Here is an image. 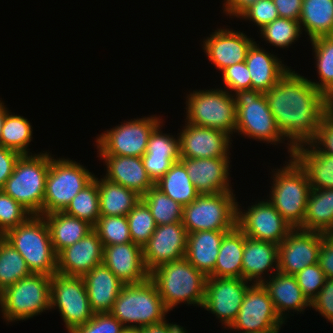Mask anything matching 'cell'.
I'll list each match as a JSON object with an SVG mask.
<instances>
[{
    "label": "cell",
    "mask_w": 333,
    "mask_h": 333,
    "mask_svg": "<svg viewBox=\"0 0 333 333\" xmlns=\"http://www.w3.org/2000/svg\"><path fill=\"white\" fill-rule=\"evenodd\" d=\"M221 72L224 90H229L231 94L233 91L251 90V77L246 62L235 63Z\"/></svg>",
    "instance_id": "681fc988"
},
{
    "label": "cell",
    "mask_w": 333,
    "mask_h": 333,
    "mask_svg": "<svg viewBox=\"0 0 333 333\" xmlns=\"http://www.w3.org/2000/svg\"><path fill=\"white\" fill-rule=\"evenodd\" d=\"M323 233L292 229L278 245V271L295 275L318 263Z\"/></svg>",
    "instance_id": "e0dca14e"
},
{
    "label": "cell",
    "mask_w": 333,
    "mask_h": 333,
    "mask_svg": "<svg viewBox=\"0 0 333 333\" xmlns=\"http://www.w3.org/2000/svg\"><path fill=\"white\" fill-rule=\"evenodd\" d=\"M319 75L317 82H310L324 93L333 104V36H320L310 40ZM320 82V83H319Z\"/></svg>",
    "instance_id": "8d00e7d4"
},
{
    "label": "cell",
    "mask_w": 333,
    "mask_h": 333,
    "mask_svg": "<svg viewBox=\"0 0 333 333\" xmlns=\"http://www.w3.org/2000/svg\"><path fill=\"white\" fill-rule=\"evenodd\" d=\"M168 312L150 278L141 283L124 284L110 311L126 329L163 322Z\"/></svg>",
    "instance_id": "3957f363"
},
{
    "label": "cell",
    "mask_w": 333,
    "mask_h": 333,
    "mask_svg": "<svg viewBox=\"0 0 333 333\" xmlns=\"http://www.w3.org/2000/svg\"><path fill=\"white\" fill-rule=\"evenodd\" d=\"M292 158L306 172L311 189L333 188V156L311 142L294 147Z\"/></svg>",
    "instance_id": "f1b7e54d"
},
{
    "label": "cell",
    "mask_w": 333,
    "mask_h": 333,
    "mask_svg": "<svg viewBox=\"0 0 333 333\" xmlns=\"http://www.w3.org/2000/svg\"><path fill=\"white\" fill-rule=\"evenodd\" d=\"M299 229L333 233V188L311 189L304 222Z\"/></svg>",
    "instance_id": "836d02e7"
},
{
    "label": "cell",
    "mask_w": 333,
    "mask_h": 333,
    "mask_svg": "<svg viewBox=\"0 0 333 333\" xmlns=\"http://www.w3.org/2000/svg\"><path fill=\"white\" fill-rule=\"evenodd\" d=\"M259 31L260 36L264 38L263 40L272 44V46L283 49L295 43L302 34L299 21L280 17L259 29Z\"/></svg>",
    "instance_id": "b9f144b4"
},
{
    "label": "cell",
    "mask_w": 333,
    "mask_h": 333,
    "mask_svg": "<svg viewBox=\"0 0 333 333\" xmlns=\"http://www.w3.org/2000/svg\"><path fill=\"white\" fill-rule=\"evenodd\" d=\"M64 213L88 222L93 227L100 217L97 177L71 200Z\"/></svg>",
    "instance_id": "60d3db41"
},
{
    "label": "cell",
    "mask_w": 333,
    "mask_h": 333,
    "mask_svg": "<svg viewBox=\"0 0 333 333\" xmlns=\"http://www.w3.org/2000/svg\"><path fill=\"white\" fill-rule=\"evenodd\" d=\"M98 179L100 216H127L141 200V196L133 190L104 177Z\"/></svg>",
    "instance_id": "d6a6232c"
},
{
    "label": "cell",
    "mask_w": 333,
    "mask_h": 333,
    "mask_svg": "<svg viewBox=\"0 0 333 333\" xmlns=\"http://www.w3.org/2000/svg\"><path fill=\"white\" fill-rule=\"evenodd\" d=\"M234 93L236 133L275 145L286 139L277 126L263 92L251 89Z\"/></svg>",
    "instance_id": "ba28073f"
},
{
    "label": "cell",
    "mask_w": 333,
    "mask_h": 333,
    "mask_svg": "<svg viewBox=\"0 0 333 333\" xmlns=\"http://www.w3.org/2000/svg\"><path fill=\"white\" fill-rule=\"evenodd\" d=\"M4 102L0 100V137H1V132H2V127L4 125V120L6 117V114L8 112V108L5 107ZM0 146H1V140H0Z\"/></svg>",
    "instance_id": "94428289"
},
{
    "label": "cell",
    "mask_w": 333,
    "mask_h": 333,
    "mask_svg": "<svg viewBox=\"0 0 333 333\" xmlns=\"http://www.w3.org/2000/svg\"><path fill=\"white\" fill-rule=\"evenodd\" d=\"M155 186L182 206L190 204L200 195L180 161L174 163Z\"/></svg>",
    "instance_id": "d590c367"
},
{
    "label": "cell",
    "mask_w": 333,
    "mask_h": 333,
    "mask_svg": "<svg viewBox=\"0 0 333 333\" xmlns=\"http://www.w3.org/2000/svg\"><path fill=\"white\" fill-rule=\"evenodd\" d=\"M106 166L107 180L135 191L141 197L155 184L149 178L141 157L99 155Z\"/></svg>",
    "instance_id": "cb8c5ba5"
},
{
    "label": "cell",
    "mask_w": 333,
    "mask_h": 333,
    "mask_svg": "<svg viewBox=\"0 0 333 333\" xmlns=\"http://www.w3.org/2000/svg\"><path fill=\"white\" fill-rule=\"evenodd\" d=\"M226 232L205 230L188 234L185 259L206 277L214 271Z\"/></svg>",
    "instance_id": "f546056e"
},
{
    "label": "cell",
    "mask_w": 333,
    "mask_h": 333,
    "mask_svg": "<svg viewBox=\"0 0 333 333\" xmlns=\"http://www.w3.org/2000/svg\"><path fill=\"white\" fill-rule=\"evenodd\" d=\"M268 271H274L270 272L272 274L278 271V245L246 237L242 256V279L249 284L251 281L252 284H262Z\"/></svg>",
    "instance_id": "484cf974"
},
{
    "label": "cell",
    "mask_w": 333,
    "mask_h": 333,
    "mask_svg": "<svg viewBox=\"0 0 333 333\" xmlns=\"http://www.w3.org/2000/svg\"><path fill=\"white\" fill-rule=\"evenodd\" d=\"M126 328L111 313H97L70 333H123Z\"/></svg>",
    "instance_id": "c3c4849f"
},
{
    "label": "cell",
    "mask_w": 333,
    "mask_h": 333,
    "mask_svg": "<svg viewBox=\"0 0 333 333\" xmlns=\"http://www.w3.org/2000/svg\"><path fill=\"white\" fill-rule=\"evenodd\" d=\"M238 18L252 21L262 29L265 25L279 18V15L273 0H260L246 9Z\"/></svg>",
    "instance_id": "f907efd6"
},
{
    "label": "cell",
    "mask_w": 333,
    "mask_h": 333,
    "mask_svg": "<svg viewBox=\"0 0 333 333\" xmlns=\"http://www.w3.org/2000/svg\"><path fill=\"white\" fill-rule=\"evenodd\" d=\"M123 333H139V329H126Z\"/></svg>",
    "instance_id": "6125c7cd"
},
{
    "label": "cell",
    "mask_w": 333,
    "mask_h": 333,
    "mask_svg": "<svg viewBox=\"0 0 333 333\" xmlns=\"http://www.w3.org/2000/svg\"><path fill=\"white\" fill-rule=\"evenodd\" d=\"M83 279L93 313H110L124 283L104 263L95 266Z\"/></svg>",
    "instance_id": "4316f807"
},
{
    "label": "cell",
    "mask_w": 333,
    "mask_h": 333,
    "mask_svg": "<svg viewBox=\"0 0 333 333\" xmlns=\"http://www.w3.org/2000/svg\"><path fill=\"white\" fill-rule=\"evenodd\" d=\"M149 278L168 311L181 302L203 306L207 277L185 258L160 265L149 273Z\"/></svg>",
    "instance_id": "7a4b0ae2"
},
{
    "label": "cell",
    "mask_w": 333,
    "mask_h": 333,
    "mask_svg": "<svg viewBox=\"0 0 333 333\" xmlns=\"http://www.w3.org/2000/svg\"><path fill=\"white\" fill-rule=\"evenodd\" d=\"M32 214L21 204L0 190V236L26 222Z\"/></svg>",
    "instance_id": "bcb514c9"
},
{
    "label": "cell",
    "mask_w": 333,
    "mask_h": 333,
    "mask_svg": "<svg viewBox=\"0 0 333 333\" xmlns=\"http://www.w3.org/2000/svg\"><path fill=\"white\" fill-rule=\"evenodd\" d=\"M251 77V89L268 91L290 69L277 55L266 52L255 41L249 47L245 60Z\"/></svg>",
    "instance_id": "83f0119b"
},
{
    "label": "cell",
    "mask_w": 333,
    "mask_h": 333,
    "mask_svg": "<svg viewBox=\"0 0 333 333\" xmlns=\"http://www.w3.org/2000/svg\"><path fill=\"white\" fill-rule=\"evenodd\" d=\"M303 0H273L280 18L299 21Z\"/></svg>",
    "instance_id": "6f0895ef"
},
{
    "label": "cell",
    "mask_w": 333,
    "mask_h": 333,
    "mask_svg": "<svg viewBox=\"0 0 333 333\" xmlns=\"http://www.w3.org/2000/svg\"><path fill=\"white\" fill-rule=\"evenodd\" d=\"M188 233L182 222L157 225L143 246V260L150 273L160 265L185 258Z\"/></svg>",
    "instance_id": "ac0fdd59"
},
{
    "label": "cell",
    "mask_w": 333,
    "mask_h": 333,
    "mask_svg": "<svg viewBox=\"0 0 333 333\" xmlns=\"http://www.w3.org/2000/svg\"><path fill=\"white\" fill-rule=\"evenodd\" d=\"M25 259L31 273L53 276L57 273V253L43 216L32 215L3 236Z\"/></svg>",
    "instance_id": "277c9868"
},
{
    "label": "cell",
    "mask_w": 333,
    "mask_h": 333,
    "mask_svg": "<svg viewBox=\"0 0 333 333\" xmlns=\"http://www.w3.org/2000/svg\"><path fill=\"white\" fill-rule=\"evenodd\" d=\"M268 278L269 280H264L262 285L267 290L277 315L284 323L290 310L303 313L306 307H310V302L304 296L294 275L277 271Z\"/></svg>",
    "instance_id": "d4e9b609"
},
{
    "label": "cell",
    "mask_w": 333,
    "mask_h": 333,
    "mask_svg": "<svg viewBox=\"0 0 333 333\" xmlns=\"http://www.w3.org/2000/svg\"><path fill=\"white\" fill-rule=\"evenodd\" d=\"M93 229L98 233L103 247L132 242L127 216H100Z\"/></svg>",
    "instance_id": "ee69618b"
},
{
    "label": "cell",
    "mask_w": 333,
    "mask_h": 333,
    "mask_svg": "<svg viewBox=\"0 0 333 333\" xmlns=\"http://www.w3.org/2000/svg\"><path fill=\"white\" fill-rule=\"evenodd\" d=\"M187 99L185 122L221 130L228 135L235 133L236 107L229 91L223 88L193 90Z\"/></svg>",
    "instance_id": "30bf717a"
},
{
    "label": "cell",
    "mask_w": 333,
    "mask_h": 333,
    "mask_svg": "<svg viewBox=\"0 0 333 333\" xmlns=\"http://www.w3.org/2000/svg\"><path fill=\"white\" fill-rule=\"evenodd\" d=\"M230 157L180 158V162L200 194L233 192L230 186Z\"/></svg>",
    "instance_id": "ffe728a7"
},
{
    "label": "cell",
    "mask_w": 333,
    "mask_h": 333,
    "mask_svg": "<svg viewBox=\"0 0 333 333\" xmlns=\"http://www.w3.org/2000/svg\"><path fill=\"white\" fill-rule=\"evenodd\" d=\"M49 167L50 154L47 151L21 155L2 190L32 215L43 216V201Z\"/></svg>",
    "instance_id": "5b68a950"
},
{
    "label": "cell",
    "mask_w": 333,
    "mask_h": 333,
    "mask_svg": "<svg viewBox=\"0 0 333 333\" xmlns=\"http://www.w3.org/2000/svg\"><path fill=\"white\" fill-rule=\"evenodd\" d=\"M312 143L321 152L333 156V108L325 115Z\"/></svg>",
    "instance_id": "f5cc1de1"
},
{
    "label": "cell",
    "mask_w": 333,
    "mask_h": 333,
    "mask_svg": "<svg viewBox=\"0 0 333 333\" xmlns=\"http://www.w3.org/2000/svg\"><path fill=\"white\" fill-rule=\"evenodd\" d=\"M103 253L102 241L93 229L85 237L63 249L57 255V273L83 277L95 266L103 263Z\"/></svg>",
    "instance_id": "44dd1931"
},
{
    "label": "cell",
    "mask_w": 333,
    "mask_h": 333,
    "mask_svg": "<svg viewBox=\"0 0 333 333\" xmlns=\"http://www.w3.org/2000/svg\"><path fill=\"white\" fill-rule=\"evenodd\" d=\"M223 3V13L227 16H236L237 18L251 5L260 1V0H224Z\"/></svg>",
    "instance_id": "680465c9"
},
{
    "label": "cell",
    "mask_w": 333,
    "mask_h": 333,
    "mask_svg": "<svg viewBox=\"0 0 333 333\" xmlns=\"http://www.w3.org/2000/svg\"><path fill=\"white\" fill-rule=\"evenodd\" d=\"M2 295H3V289L0 286V302H1V299H2Z\"/></svg>",
    "instance_id": "be15d7a7"
},
{
    "label": "cell",
    "mask_w": 333,
    "mask_h": 333,
    "mask_svg": "<svg viewBox=\"0 0 333 333\" xmlns=\"http://www.w3.org/2000/svg\"><path fill=\"white\" fill-rule=\"evenodd\" d=\"M50 307L58 308L68 333L77 326L86 324L94 315L83 277L59 273L51 276Z\"/></svg>",
    "instance_id": "7c38bea8"
},
{
    "label": "cell",
    "mask_w": 333,
    "mask_h": 333,
    "mask_svg": "<svg viewBox=\"0 0 333 333\" xmlns=\"http://www.w3.org/2000/svg\"><path fill=\"white\" fill-rule=\"evenodd\" d=\"M254 39L240 31L218 29L203 41L204 53L216 69L220 71L234 65L245 62L249 47Z\"/></svg>",
    "instance_id": "7402d4cb"
},
{
    "label": "cell",
    "mask_w": 333,
    "mask_h": 333,
    "mask_svg": "<svg viewBox=\"0 0 333 333\" xmlns=\"http://www.w3.org/2000/svg\"><path fill=\"white\" fill-rule=\"evenodd\" d=\"M160 116H150L124 121L96 137L99 155L142 157L153 129L161 123Z\"/></svg>",
    "instance_id": "4fadbf2b"
},
{
    "label": "cell",
    "mask_w": 333,
    "mask_h": 333,
    "mask_svg": "<svg viewBox=\"0 0 333 333\" xmlns=\"http://www.w3.org/2000/svg\"><path fill=\"white\" fill-rule=\"evenodd\" d=\"M245 238L237 226L224 234L214 271L208 277L242 278Z\"/></svg>",
    "instance_id": "1f68e13d"
},
{
    "label": "cell",
    "mask_w": 333,
    "mask_h": 333,
    "mask_svg": "<svg viewBox=\"0 0 333 333\" xmlns=\"http://www.w3.org/2000/svg\"><path fill=\"white\" fill-rule=\"evenodd\" d=\"M318 264L325 273L326 278L333 279V233H323Z\"/></svg>",
    "instance_id": "db71d44e"
},
{
    "label": "cell",
    "mask_w": 333,
    "mask_h": 333,
    "mask_svg": "<svg viewBox=\"0 0 333 333\" xmlns=\"http://www.w3.org/2000/svg\"><path fill=\"white\" fill-rule=\"evenodd\" d=\"M139 333H188L185 328L180 325L163 322L152 324L150 326L139 328Z\"/></svg>",
    "instance_id": "91938a15"
},
{
    "label": "cell",
    "mask_w": 333,
    "mask_h": 333,
    "mask_svg": "<svg viewBox=\"0 0 333 333\" xmlns=\"http://www.w3.org/2000/svg\"><path fill=\"white\" fill-rule=\"evenodd\" d=\"M32 274L25 259L3 236H0V286H8Z\"/></svg>",
    "instance_id": "f35d334b"
},
{
    "label": "cell",
    "mask_w": 333,
    "mask_h": 333,
    "mask_svg": "<svg viewBox=\"0 0 333 333\" xmlns=\"http://www.w3.org/2000/svg\"><path fill=\"white\" fill-rule=\"evenodd\" d=\"M285 324L277 315L273 302L262 284H251L245 292L240 310L228 327L238 333L280 332Z\"/></svg>",
    "instance_id": "5bb4252c"
},
{
    "label": "cell",
    "mask_w": 333,
    "mask_h": 333,
    "mask_svg": "<svg viewBox=\"0 0 333 333\" xmlns=\"http://www.w3.org/2000/svg\"><path fill=\"white\" fill-rule=\"evenodd\" d=\"M21 154L17 151L0 146V190L12 175L15 164Z\"/></svg>",
    "instance_id": "9f6ffc18"
},
{
    "label": "cell",
    "mask_w": 333,
    "mask_h": 333,
    "mask_svg": "<svg viewBox=\"0 0 333 333\" xmlns=\"http://www.w3.org/2000/svg\"><path fill=\"white\" fill-rule=\"evenodd\" d=\"M319 312L333 325V279L327 278L317 296L310 302V308Z\"/></svg>",
    "instance_id": "816d5d0a"
},
{
    "label": "cell",
    "mask_w": 333,
    "mask_h": 333,
    "mask_svg": "<svg viewBox=\"0 0 333 333\" xmlns=\"http://www.w3.org/2000/svg\"><path fill=\"white\" fill-rule=\"evenodd\" d=\"M43 217L48 224L51 242L57 255L93 230V226L88 222L64 212H54Z\"/></svg>",
    "instance_id": "4dcf8cb0"
},
{
    "label": "cell",
    "mask_w": 333,
    "mask_h": 333,
    "mask_svg": "<svg viewBox=\"0 0 333 333\" xmlns=\"http://www.w3.org/2000/svg\"><path fill=\"white\" fill-rule=\"evenodd\" d=\"M186 123L178 134L180 158L229 157L231 135L221 130Z\"/></svg>",
    "instance_id": "d6986e66"
},
{
    "label": "cell",
    "mask_w": 333,
    "mask_h": 333,
    "mask_svg": "<svg viewBox=\"0 0 333 333\" xmlns=\"http://www.w3.org/2000/svg\"><path fill=\"white\" fill-rule=\"evenodd\" d=\"M129 232L133 243L142 247L156 229V223L147 204L141 199L127 214Z\"/></svg>",
    "instance_id": "7bdbcfd3"
},
{
    "label": "cell",
    "mask_w": 333,
    "mask_h": 333,
    "mask_svg": "<svg viewBox=\"0 0 333 333\" xmlns=\"http://www.w3.org/2000/svg\"><path fill=\"white\" fill-rule=\"evenodd\" d=\"M179 160L180 159L142 158L147 174L154 184Z\"/></svg>",
    "instance_id": "11a10c76"
},
{
    "label": "cell",
    "mask_w": 333,
    "mask_h": 333,
    "mask_svg": "<svg viewBox=\"0 0 333 333\" xmlns=\"http://www.w3.org/2000/svg\"><path fill=\"white\" fill-rule=\"evenodd\" d=\"M286 166L277 169L272 175V191L267 199L294 229L304 222L306 205L311 186L306 172L291 158Z\"/></svg>",
    "instance_id": "8992f818"
},
{
    "label": "cell",
    "mask_w": 333,
    "mask_h": 333,
    "mask_svg": "<svg viewBox=\"0 0 333 333\" xmlns=\"http://www.w3.org/2000/svg\"><path fill=\"white\" fill-rule=\"evenodd\" d=\"M250 286L242 278L207 277L202 308L214 314L228 328L235 320Z\"/></svg>",
    "instance_id": "2e32d148"
},
{
    "label": "cell",
    "mask_w": 333,
    "mask_h": 333,
    "mask_svg": "<svg viewBox=\"0 0 333 333\" xmlns=\"http://www.w3.org/2000/svg\"><path fill=\"white\" fill-rule=\"evenodd\" d=\"M161 124L163 121L151 132L146 153L141 158L180 159L179 135L175 138L163 133Z\"/></svg>",
    "instance_id": "f6af8a7d"
},
{
    "label": "cell",
    "mask_w": 333,
    "mask_h": 333,
    "mask_svg": "<svg viewBox=\"0 0 333 333\" xmlns=\"http://www.w3.org/2000/svg\"><path fill=\"white\" fill-rule=\"evenodd\" d=\"M239 207L237 202L236 226L248 238L279 245L293 229L266 199L248 206L247 210Z\"/></svg>",
    "instance_id": "9a60e30c"
},
{
    "label": "cell",
    "mask_w": 333,
    "mask_h": 333,
    "mask_svg": "<svg viewBox=\"0 0 333 333\" xmlns=\"http://www.w3.org/2000/svg\"><path fill=\"white\" fill-rule=\"evenodd\" d=\"M71 159L52 157L46 177L43 215L63 212L71 200L87 186L94 174Z\"/></svg>",
    "instance_id": "8fae6325"
},
{
    "label": "cell",
    "mask_w": 333,
    "mask_h": 333,
    "mask_svg": "<svg viewBox=\"0 0 333 333\" xmlns=\"http://www.w3.org/2000/svg\"><path fill=\"white\" fill-rule=\"evenodd\" d=\"M141 199L149 207L156 225L182 222L183 206L169 198L155 185Z\"/></svg>",
    "instance_id": "ab89813d"
},
{
    "label": "cell",
    "mask_w": 333,
    "mask_h": 333,
    "mask_svg": "<svg viewBox=\"0 0 333 333\" xmlns=\"http://www.w3.org/2000/svg\"><path fill=\"white\" fill-rule=\"evenodd\" d=\"M237 201L233 192L200 194L183 206L182 224L187 233L230 231L236 226Z\"/></svg>",
    "instance_id": "9c48e42d"
},
{
    "label": "cell",
    "mask_w": 333,
    "mask_h": 333,
    "mask_svg": "<svg viewBox=\"0 0 333 333\" xmlns=\"http://www.w3.org/2000/svg\"><path fill=\"white\" fill-rule=\"evenodd\" d=\"M32 125L23 116L7 112L1 132V146L17 151L21 155L32 154L28 146L32 141Z\"/></svg>",
    "instance_id": "74e56055"
},
{
    "label": "cell",
    "mask_w": 333,
    "mask_h": 333,
    "mask_svg": "<svg viewBox=\"0 0 333 333\" xmlns=\"http://www.w3.org/2000/svg\"><path fill=\"white\" fill-rule=\"evenodd\" d=\"M294 276L304 296L309 302L317 296L327 279L318 263L305 267Z\"/></svg>",
    "instance_id": "7dc6e473"
},
{
    "label": "cell",
    "mask_w": 333,
    "mask_h": 333,
    "mask_svg": "<svg viewBox=\"0 0 333 333\" xmlns=\"http://www.w3.org/2000/svg\"><path fill=\"white\" fill-rule=\"evenodd\" d=\"M50 282V275L32 273L5 288L0 302L5 321L28 320L50 310Z\"/></svg>",
    "instance_id": "52a82bcc"
},
{
    "label": "cell",
    "mask_w": 333,
    "mask_h": 333,
    "mask_svg": "<svg viewBox=\"0 0 333 333\" xmlns=\"http://www.w3.org/2000/svg\"><path fill=\"white\" fill-rule=\"evenodd\" d=\"M304 77L289 69L276 85L264 92L279 130L290 142H287L290 158L294 147L315 139L325 115L333 108L330 99Z\"/></svg>",
    "instance_id": "6da1fadb"
},
{
    "label": "cell",
    "mask_w": 333,
    "mask_h": 333,
    "mask_svg": "<svg viewBox=\"0 0 333 333\" xmlns=\"http://www.w3.org/2000/svg\"><path fill=\"white\" fill-rule=\"evenodd\" d=\"M299 23L310 40L333 36V0H303Z\"/></svg>",
    "instance_id": "e575fe53"
},
{
    "label": "cell",
    "mask_w": 333,
    "mask_h": 333,
    "mask_svg": "<svg viewBox=\"0 0 333 333\" xmlns=\"http://www.w3.org/2000/svg\"><path fill=\"white\" fill-rule=\"evenodd\" d=\"M103 263L124 284L141 283L149 278L143 247L133 242L104 246Z\"/></svg>",
    "instance_id": "603a6c76"
}]
</instances>
